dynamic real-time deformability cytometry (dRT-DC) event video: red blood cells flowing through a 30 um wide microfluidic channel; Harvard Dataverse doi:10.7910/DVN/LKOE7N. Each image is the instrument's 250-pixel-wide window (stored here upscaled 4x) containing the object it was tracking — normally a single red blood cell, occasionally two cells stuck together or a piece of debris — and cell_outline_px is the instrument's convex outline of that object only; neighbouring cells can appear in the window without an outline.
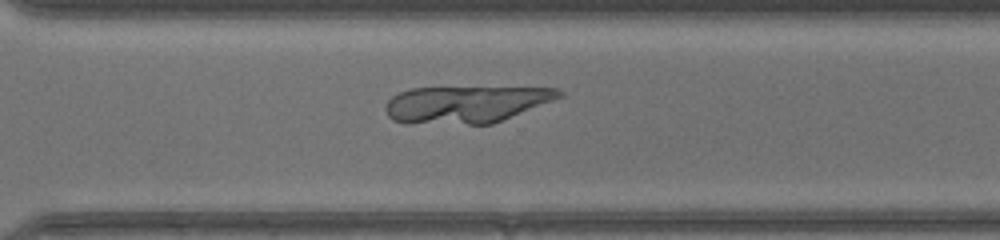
{"species": "common noctule bat (a hibernating species)", "species_latin": "Nyctalus noctula", "temperature_condition": "warm", "stored_images_in_passage": 38, "camera_frame_rate_fps": 3000, "um_per_image_px": 0.085, "animal": {"sex": "female", "body_mass_g": 17.0, "forearm_length_mm": 48.0}, "frame": {"image": 1, "passage_image": 25, "time_ms": 8.0, "image_size_px": [1000, 240], "cell_outline_px": [[564, 96], [492, 124], [468, 124], [392, 120], [388, 116], [384, 108], [388, 100], [392, 96], [400, 92], [412, 88], [556, 88], [564, 92]], "centroid_in_image_um": [39.64, 8.85], "position_along_channel_um": 331.0, "area_um2": 36.53}}